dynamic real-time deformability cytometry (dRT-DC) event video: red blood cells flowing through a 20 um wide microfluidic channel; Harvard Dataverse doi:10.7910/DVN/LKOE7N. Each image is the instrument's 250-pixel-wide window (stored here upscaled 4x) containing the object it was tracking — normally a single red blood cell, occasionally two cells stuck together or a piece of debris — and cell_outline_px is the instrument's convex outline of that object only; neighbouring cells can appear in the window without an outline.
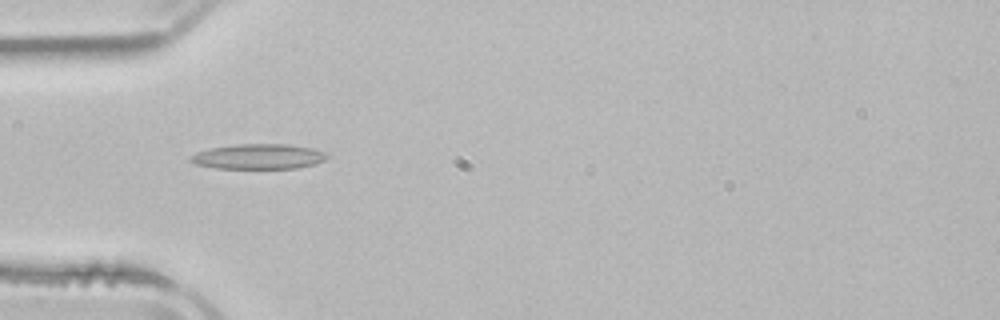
{"species": "common noctule bat (a hibernating species)", "species_latin": "Nyctalus noctula", "temperature_condition": "room temperature", "stored_images_in_passage": 5, "camera_frame_rate_fps": 3000, "um_per_image_px": 0.085, "animal": {"sex": "male", "body_mass_g": 21.5, "forearm_length_mm": 52.0}, "frame": {"image": 1, "passage_image": 3, "time_ms": 2.333, "image_size_px": [1000, 320], "cell_outline_px": [[328, 156], [324, 160], [316, 164], [296, 168], [216, 168], [196, 164], [188, 160], [188, 156], [196, 152], [208, 148], [236, 144], [288, 144], [312, 148], [324, 152]], "centroid_in_image_um": [21.93, 13.3], "position_along_channel_um": 63.1, "area_um2": 20.06}}
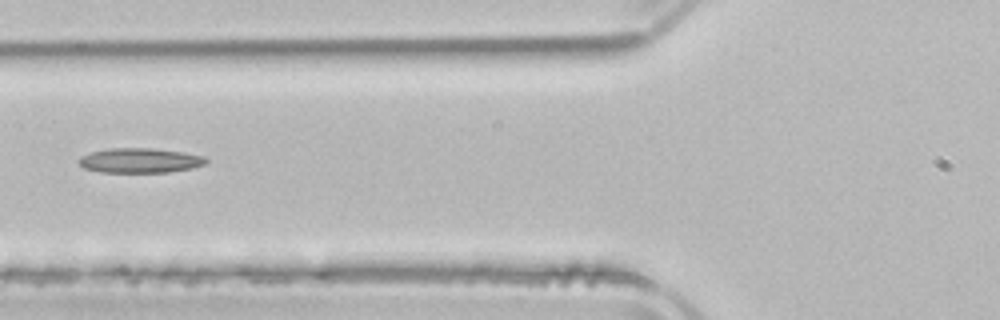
{"frame": {"image": 2, "passage_image": 4, "time_ms": 3.667, "image_size_px": [1000, 320], "cell_outline_px": [[208, 164], [192, 168], [168, 172], [100, 172], [84, 168], [76, 160], [80, 156], [92, 152], [108, 148], [152, 148], [184, 152], [204, 156], [208, 160]], "centroid_in_image_um": [11.91, 13.64], "position_along_channel_um": 113.9, "area_um2": 18.5}}
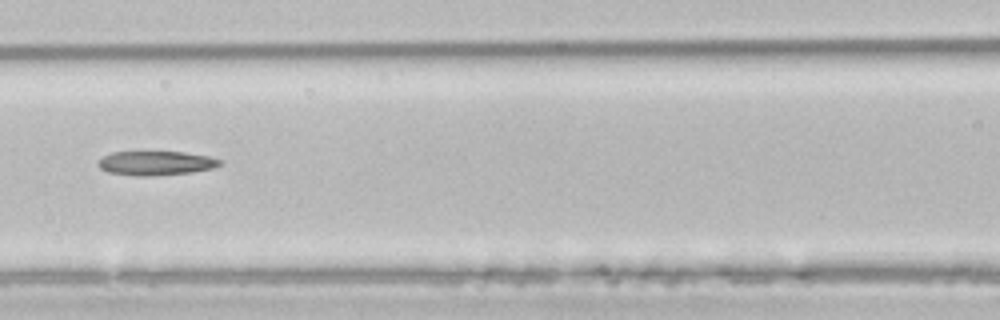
{"frame": {"image": 3, "passage_image": 5, "time_ms": 4.667, "image_size_px": [1000, 320], "cell_outline_px": [[220, 164], [212, 168], [192, 172], [152, 176], [136, 176], [108, 172], [100, 168], [96, 164], [104, 156], [112, 152], [184, 152], [208, 156], [220, 160]], "centroid_in_image_um": [13.21, 13.87], "position_along_channel_um": 153.4, "area_um2": 16.99}}